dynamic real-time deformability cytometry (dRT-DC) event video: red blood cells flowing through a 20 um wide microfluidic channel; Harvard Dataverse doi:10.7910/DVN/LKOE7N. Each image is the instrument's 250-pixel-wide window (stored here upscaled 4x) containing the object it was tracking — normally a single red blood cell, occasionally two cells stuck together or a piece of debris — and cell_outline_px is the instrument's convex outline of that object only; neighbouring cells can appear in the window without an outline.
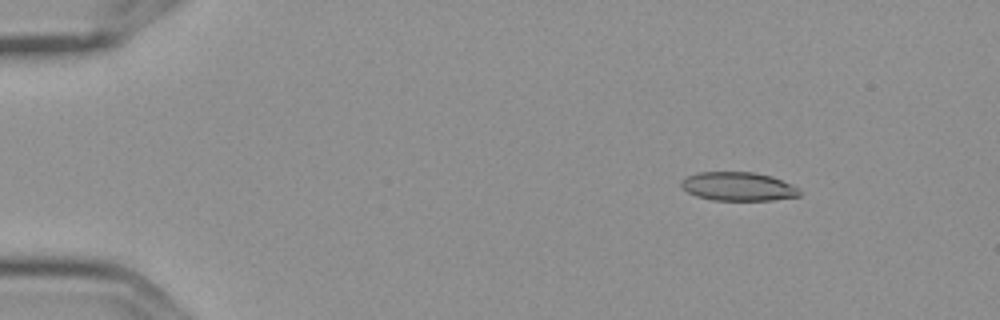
{"species": "Egyptian fruit bat (a non-hibernating species)", "species_latin": "Rousettus aegyptiacus", "temperature_condition": "cold", "stored_images_in_passage": 5, "camera_frame_rate_fps": 3000, "um_per_image_px": 0.085, "frame": {"image": 1, "passage_image": 1, "time_ms": 0.0, "image_size_px": [1000, 320], "cell_outline_px": [[804, 192], [800, 196], [772, 200], [712, 200], [696, 196], [688, 192], [680, 184], [680, 180], [684, 176], [696, 172], [756, 172], [772, 176], [792, 184], [800, 188]], "centroid_in_image_um": [62.77, 15.84], "position_along_channel_um": 22.2, "area_um2": 20.17}}
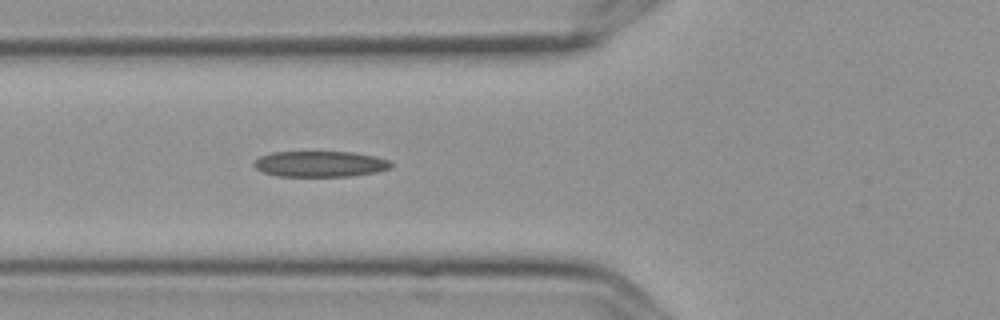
{"frame": {"image": 2, "passage_image": 5, "time_ms": 1.333, "image_size_px": [1000, 320], "cell_outline_px": [[392, 168], [376, 172], [348, 176], [276, 176], [264, 172], [256, 168], [252, 164], [260, 156], [272, 152], [352, 152], [372, 156], [388, 160], [392, 164]], "centroid_in_image_um": [27.19, 13.94], "position_along_channel_um": 98.6, "area_um2": 20.46}}